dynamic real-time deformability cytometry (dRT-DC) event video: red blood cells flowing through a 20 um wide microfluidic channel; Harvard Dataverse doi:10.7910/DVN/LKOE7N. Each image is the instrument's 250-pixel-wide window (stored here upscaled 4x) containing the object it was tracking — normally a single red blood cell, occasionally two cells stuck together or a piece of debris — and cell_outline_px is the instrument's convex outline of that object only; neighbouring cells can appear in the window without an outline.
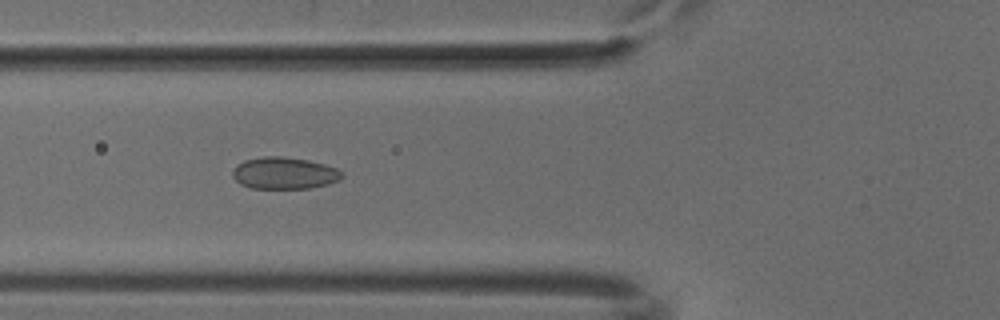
{"species": "common noctule bat (a hibernating species)", "species_latin": "Nyctalus noctula", "temperature_condition": "cold", "stored_images_in_passage": 40, "camera_frame_rate_fps": 3000, "um_per_image_px": 0.085, "animal": {"sex": "male", "body_mass_g": 18.8}, "frame": {"image": 1, "passage_image": 7, "time_ms": 2.0, "image_size_px": [1000, 320], "cell_outline_px": [[344, 176], [340, 180], [328, 184], [308, 188], [252, 188], [240, 184], [232, 176], [232, 172], [236, 164], [244, 160], [264, 156], [280, 156], [308, 160], [324, 164], [336, 168]], "centroid_in_image_um": [24.14, 14.71], "position_along_channel_um": 101.7, "area_um2": 20.29}}
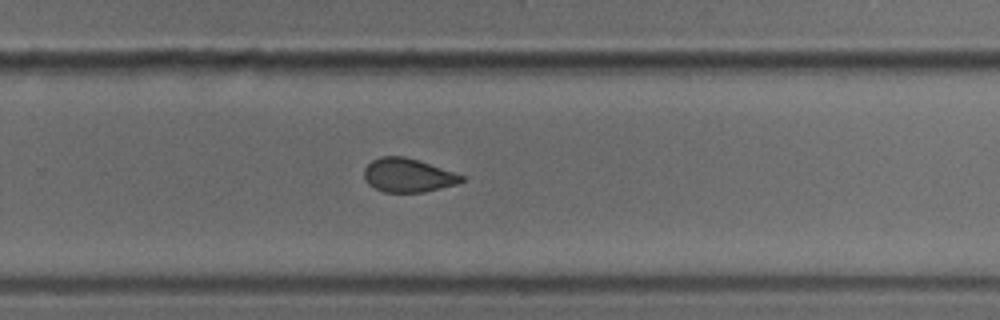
{"frame": {"image": 2, "passage_image": 22, "time_ms": 7.0, "image_size_px": [1000, 320], "cell_outline_px": [[464, 180], [456, 184], [424, 192], [384, 192], [368, 184], [364, 180], [364, 168], [372, 160], [380, 156], [404, 156], [420, 160], [464, 176]], "centroid_in_image_um": [34.65, 14.89], "position_along_channel_um": 295.2, "area_um2": 19.13}}
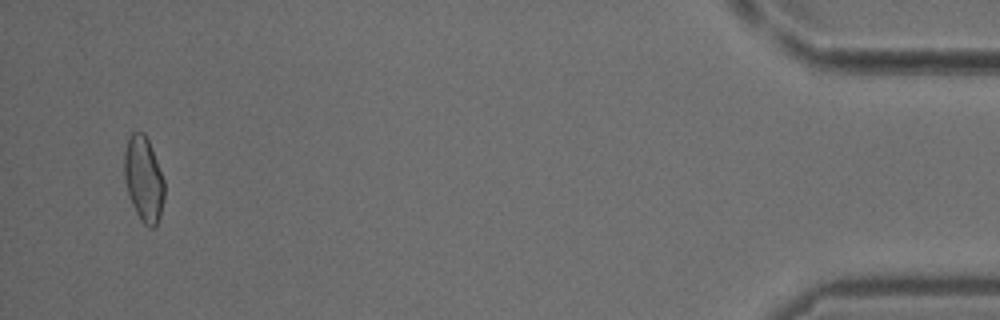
{"frame": {"image": 3, "passage_image": 38, "time_ms": 12.333, "image_size_px": [1000, 320], "cell_outline_px": [[164, 196], [160, 216], [156, 228], [148, 228], [144, 224], [136, 212], [132, 204], [124, 180], [124, 152], [128, 140], [132, 132], [144, 132], [152, 148], [164, 180]], "centroid_in_image_um": [12.21, 15.24], "position_along_channel_um": 423.0, "area_um2": 19.88}}